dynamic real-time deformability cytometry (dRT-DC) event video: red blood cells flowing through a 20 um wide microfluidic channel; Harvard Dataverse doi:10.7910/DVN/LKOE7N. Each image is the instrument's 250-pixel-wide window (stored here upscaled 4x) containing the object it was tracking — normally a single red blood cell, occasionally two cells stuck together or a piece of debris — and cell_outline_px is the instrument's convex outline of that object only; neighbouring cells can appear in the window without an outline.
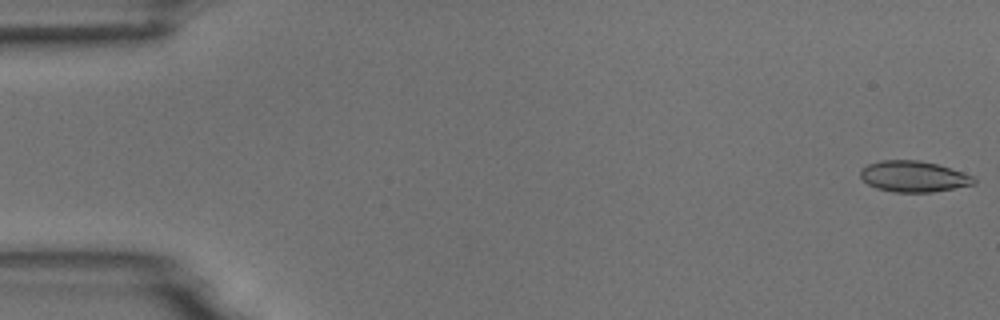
{"species": "common noctule bat (a hibernating species)", "species_latin": "Nyctalus noctula", "temperature_condition": "room temperature", "stored_images_in_passage": 54, "camera_frame_rate_fps": 3000, "um_per_image_px": 0.085, "animal": {"sex": "male", "body_mass_g": 18.8}, "frame": {"image": 1, "passage_image": 1, "time_ms": 0.0, "image_size_px": [1000, 320], "cell_outline_px": [[976, 184], [932, 192], [892, 192], [876, 188], [868, 184], [860, 176], [860, 172], [868, 164], [880, 160], [920, 160], [936, 164], [976, 176]], "centroid_in_image_um": [77.68, 15.0], "position_along_channel_um": 7.3, "area_um2": 20.52}}
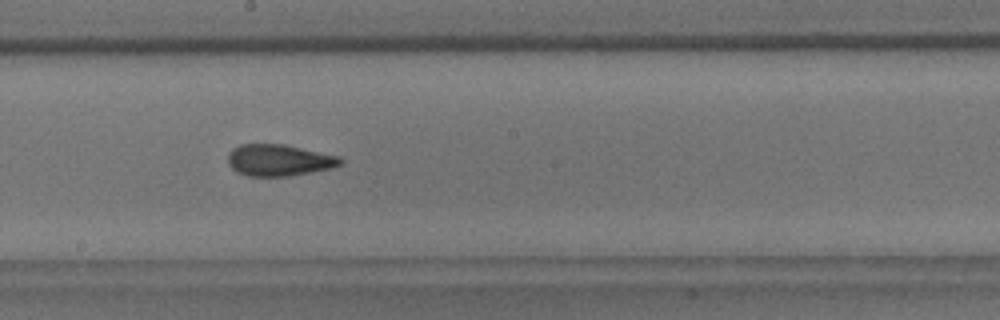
{"frame": {"image": 2, "passage_image": 30, "time_ms": 9.667, "image_size_px": [1000, 320], "cell_outline_px": [[344, 164], [332, 168], [288, 176], [248, 176], [236, 172], [228, 164], [228, 152], [232, 148], [240, 144], [284, 144], [340, 156], [344, 160]], "centroid_in_image_um": [23.72, 13.61], "position_along_channel_um": 224.5, "area_um2": 20.92}}
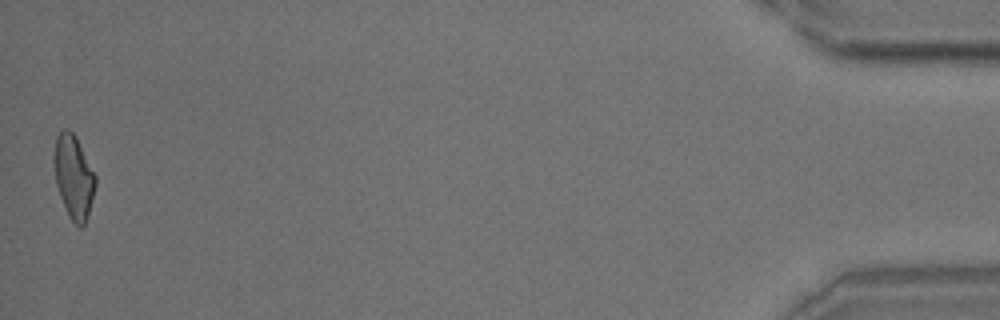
{"frame": {"image": 3, "passage_image": 54, "time_ms": 17.667, "image_size_px": [1000, 320], "cell_outline_px": [[96, 184], [88, 216], [84, 224], [80, 228], [68, 216], [60, 196], [56, 184], [52, 160], [56, 136], [64, 128], [68, 128], [76, 136], [96, 176]], "centroid_in_image_um": [6.24, 15.0], "position_along_channel_um": 429.0, "area_um2": 20.29}, "authors_computed_cell_mechanics": {"area_um2": 20.5768, "velocity_mm_per_s": 3.7202, "shape_relaxation_time_tau1_ms": 9.3775, "shape_relaxation_time_tau2_ms": 2.2196, "deformation_change_tau1": 0.1986, "deformation_change_tau2": 0.0906}}